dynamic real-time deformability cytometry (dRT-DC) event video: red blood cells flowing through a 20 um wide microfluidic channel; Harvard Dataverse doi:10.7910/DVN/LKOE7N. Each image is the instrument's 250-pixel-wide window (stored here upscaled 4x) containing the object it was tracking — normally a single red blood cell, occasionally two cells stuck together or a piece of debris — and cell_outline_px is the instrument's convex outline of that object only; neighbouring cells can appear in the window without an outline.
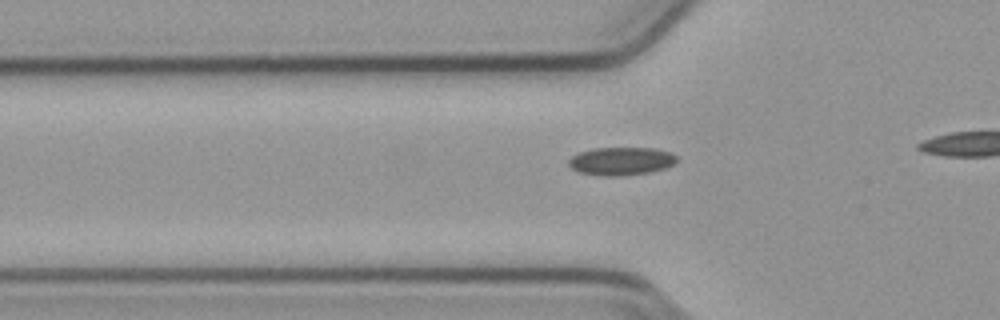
{"species": "common noctule bat (a hibernating species)", "species_latin": "Nyctalus noctula", "temperature_condition": "cold", "stored_images_in_passage": 12, "camera_frame_rate_fps": 3000, "um_per_image_px": 0.085, "animal": {"sex": "male", "body_mass_g": 23.1, "forearm_length_mm": 52.7}, "frame": {"image": 1, "passage_image": 6, "time_ms": 1.667, "image_size_px": [1000, 320], "cell_outline_px": [[676, 160], [672, 164], [664, 168], [648, 172], [620, 176], [604, 176], [580, 172], [572, 168], [568, 164], [568, 160], [572, 156], [580, 152], [592, 148], [652, 148], [672, 152], [676, 156]], "centroid_in_image_um": [52.77, 13.69], "position_along_channel_um": 73.0, "area_um2": 17.51}}
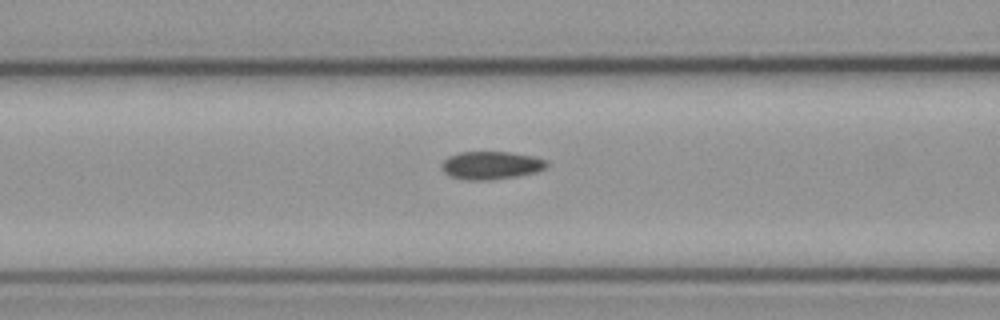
{"frame": {"image": 2, "passage_image": 10, "time_ms": 3.0, "image_size_px": [1000, 320], "cell_outline_px": [[548, 164], [544, 168], [536, 172], [516, 176], [488, 180], [464, 180], [448, 176], [444, 172], [440, 164], [448, 156], [460, 152], [508, 152], [536, 156], [548, 160]], "centroid_in_image_um": [41.73, 14.05], "position_along_channel_um": 124.9, "area_um2": 17.28}}